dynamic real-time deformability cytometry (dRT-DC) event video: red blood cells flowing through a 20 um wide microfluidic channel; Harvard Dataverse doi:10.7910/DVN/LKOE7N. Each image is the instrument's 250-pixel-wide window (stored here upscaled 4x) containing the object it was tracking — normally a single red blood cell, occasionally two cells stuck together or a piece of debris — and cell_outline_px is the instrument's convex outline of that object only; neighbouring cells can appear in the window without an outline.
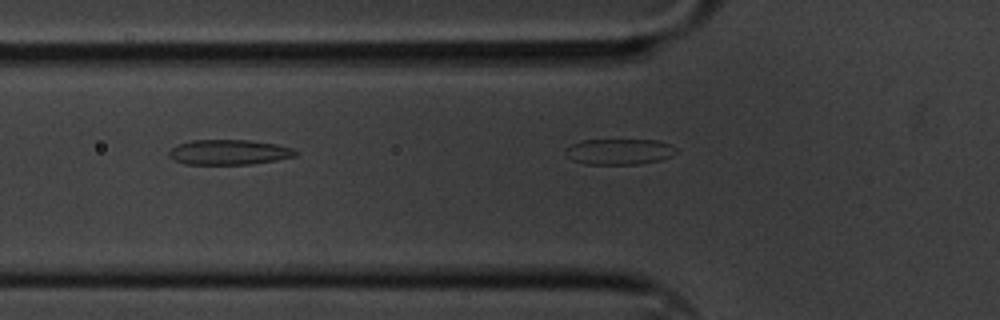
{"species": "common noctule bat (a hibernating species)", "species_latin": "Nyctalus noctula", "temperature_condition": "cold", "stored_images_in_passage": 6, "camera_frame_rate_fps": 3000, "um_per_image_px": 0.085, "animal": {"sex": "male", "body_mass_g": 20.1, "forearm_length_mm": 53.5}, "frame": {"image": 1, "passage_image": 5, "time_ms": 1.333, "image_size_px": [1000, 320], "cell_outline_px": [[676, 152], [672, 156], [660, 160], [640, 164], [584, 164], [572, 160], [564, 152], [564, 148], [580, 140], [656, 140], [668, 144], [676, 148]], "centroid_in_image_um": [52.6, 12.89], "position_along_channel_um": 73.2, "area_um2": 16.7}}
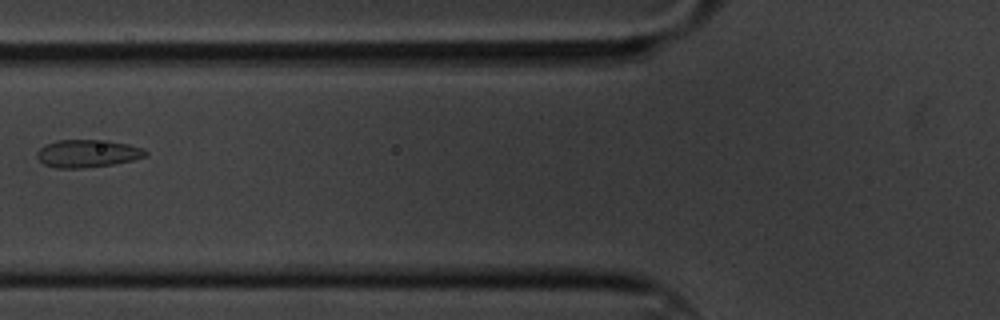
{"frame": {"image": 2, "passage_image": 6, "time_ms": 1.667, "image_size_px": [1000, 320], "cell_outline_px": [[148, 156], [132, 160], [112, 164], [80, 168], [56, 168], [44, 164], [36, 156], [36, 152], [44, 144], [56, 140], [108, 140], [128, 144], [144, 148], [148, 152]], "centroid_in_image_um": [7.44, 13.03], "position_along_channel_um": 118.4, "area_um2": 17.63}}